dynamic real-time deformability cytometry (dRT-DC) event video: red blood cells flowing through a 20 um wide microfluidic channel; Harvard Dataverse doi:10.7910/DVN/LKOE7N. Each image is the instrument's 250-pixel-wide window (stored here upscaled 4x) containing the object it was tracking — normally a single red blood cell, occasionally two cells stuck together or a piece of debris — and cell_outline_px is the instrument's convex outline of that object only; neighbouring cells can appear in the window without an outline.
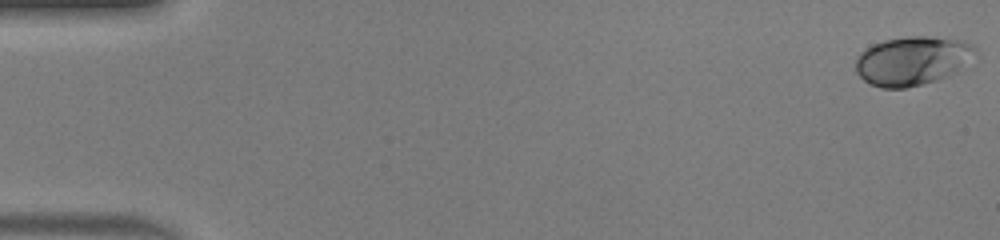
{"species": "human", "species_latin": "Homo sapiens", "temperature_condition": "warm", "stored_images_in_passage": 14, "camera_frame_rate_fps": 3000, "um_per_image_px": 0.085, "donor": {"sex": "male"}, "frame": {"image": 1, "passage_image": 1, "time_ms": 0.0, "image_size_px": [1000, 240], "cell_outline_px": [[980, 60], [948, 76], [924, 84], [904, 88], [880, 88], [864, 80], [856, 72], [856, 56], [864, 48], [872, 44], [884, 40], [908, 36], [928, 36], [960, 40], [972, 44], [976, 48], [980, 56]], "centroid_in_image_um": [77.65, 5.16], "position_along_channel_um": 7.4, "area_um2": 35.03}}